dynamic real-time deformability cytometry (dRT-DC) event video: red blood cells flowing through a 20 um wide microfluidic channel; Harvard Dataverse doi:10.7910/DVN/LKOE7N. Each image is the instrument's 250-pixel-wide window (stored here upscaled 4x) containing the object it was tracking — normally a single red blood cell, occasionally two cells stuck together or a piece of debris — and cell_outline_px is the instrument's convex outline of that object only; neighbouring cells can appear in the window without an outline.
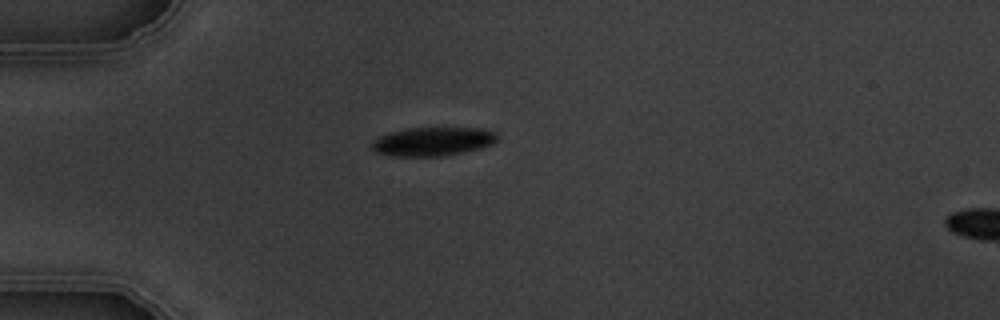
{"species": "common noctule bat (a hibernating species)", "species_latin": "Nyctalus noctula", "temperature_condition": "warm", "stored_images_in_passage": 2, "camera_frame_rate_fps": 3000, "um_per_image_px": 0.085, "animal": {"sex": "male", "body_mass_g": 19.5, "forearm_length_mm": 54.6}, "frame": {"image": 1, "passage_image": 1, "time_ms": 0.0, "image_size_px": [1000, 320], "cell_outline_px": [[500, 136], [492, 144], [480, 148], [440, 156], [392, 156], [376, 152], [372, 148], [372, 144], [380, 136], [392, 132], [408, 128], [484, 128], [496, 132]], "centroid_in_image_um": [36.84, 12.02], "position_along_channel_um": 48.2, "area_um2": 20.75}}